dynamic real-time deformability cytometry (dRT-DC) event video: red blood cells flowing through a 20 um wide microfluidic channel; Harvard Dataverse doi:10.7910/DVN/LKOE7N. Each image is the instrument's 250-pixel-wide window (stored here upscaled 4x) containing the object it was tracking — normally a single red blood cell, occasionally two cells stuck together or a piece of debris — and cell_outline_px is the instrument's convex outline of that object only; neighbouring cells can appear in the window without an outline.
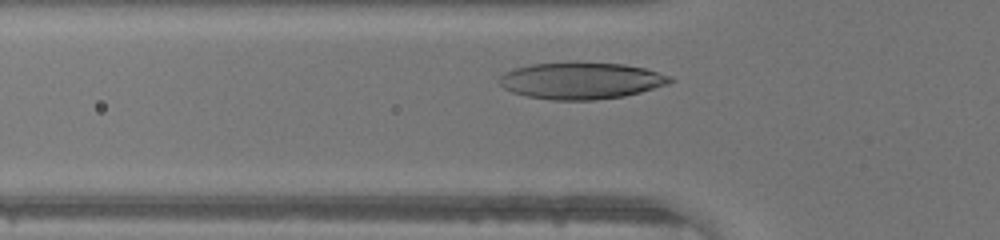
{"species": "human", "species_latin": "Homo sapiens", "temperature_condition": "warm", "stored_images_in_passage": 27, "camera_frame_rate_fps": 3000, "um_per_image_px": 0.085, "donor": {"sex": "male"}, "frame": {"image": 1, "passage_image": 6, "time_ms": 1.667, "image_size_px": [1000, 240], "cell_outline_px": [[676, 80], [668, 84], [640, 92], [624, 96], [592, 100], [552, 100], [528, 96], [512, 92], [504, 88], [500, 84], [500, 76], [504, 72], [528, 64], [624, 64], [644, 68], [672, 76]], "centroid_in_image_um": [49.42, 6.88], "position_along_channel_um": 76.4, "area_um2": 35.84}}
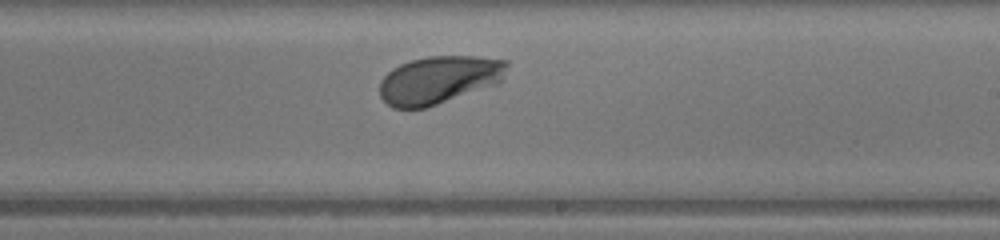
{"frame": {"image": 2, "passage_image": 18, "time_ms": 5.667, "image_size_px": [1000, 240], "cell_outline_px": [[508, 64], [504, 80], [500, 84], [424, 108], [392, 108], [380, 96], [380, 80], [392, 68], [400, 64], [412, 60], [428, 56], [476, 56], [508, 60]], "centroid_in_image_um": [37.37, 6.78], "position_along_channel_um": 251.6, "area_um2": 35.84}}
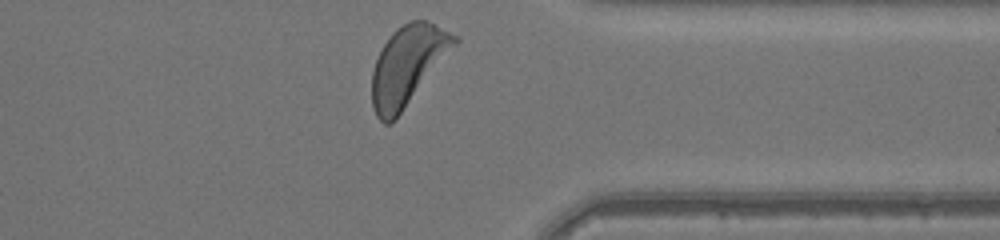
{"frame": {"image": 3, "passage_image": 27, "time_ms": 8.667, "image_size_px": [1000, 240], "cell_outline_px": [[460, 40], [392, 124], [384, 124], [376, 116], [372, 108], [372, 72], [376, 60], [384, 44], [392, 32], [396, 28], [408, 20], [428, 20], [460, 36]], "centroid_in_image_um": [34.66, 5.55], "position_along_channel_um": 376.7, "area_um2": 38.21}}